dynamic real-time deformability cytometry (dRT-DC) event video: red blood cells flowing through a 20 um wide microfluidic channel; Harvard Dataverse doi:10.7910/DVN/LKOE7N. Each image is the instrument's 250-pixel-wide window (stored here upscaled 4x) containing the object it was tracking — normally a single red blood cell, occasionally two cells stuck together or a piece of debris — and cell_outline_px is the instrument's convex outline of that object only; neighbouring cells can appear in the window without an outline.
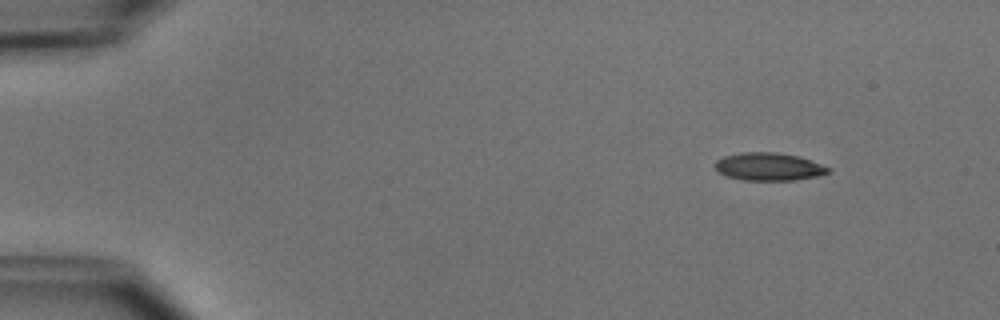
{"species": "common noctule bat (a hibernating species)", "species_latin": "Nyctalus noctula", "temperature_condition": "cold", "stored_images_in_passage": 4, "camera_frame_rate_fps": 3000, "um_per_image_px": 0.085, "animal": {"sex": "male", "body_mass_g": 15.6}, "frame": {"image": 1, "passage_image": 2, "time_ms": 1.0, "image_size_px": [1000, 320], "cell_outline_px": [[832, 168], [828, 172], [820, 176], [796, 180], [740, 180], [716, 172], [712, 164], [716, 160], [724, 156], [740, 152], [776, 152], [800, 156]], "centroid_in_image_um": [65.32, 14.16], "position_along_channel_um": 19.7, "area_um2": 18.73}}